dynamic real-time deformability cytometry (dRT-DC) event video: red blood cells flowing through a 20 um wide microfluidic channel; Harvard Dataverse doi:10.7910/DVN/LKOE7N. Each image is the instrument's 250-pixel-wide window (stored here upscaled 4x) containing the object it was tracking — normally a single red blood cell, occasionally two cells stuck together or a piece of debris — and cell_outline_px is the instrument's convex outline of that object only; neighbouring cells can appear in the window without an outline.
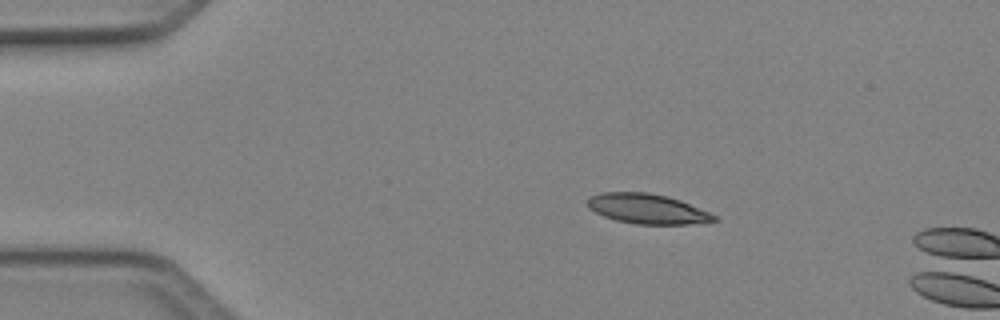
{"species": "Egyptian fruit bat (a non-hibernating species)", "species_latin": "Rousettus aegyptiacus", "temperature_condition": "cold", "stored_images_in_passage": 12, "camera_frame_rate_fps": 3000, "um_per_image_px": 0.085, "animal": {"sex": "female"}, "frame": {"image": 1, "passage_image": 9, "time_ms": 2.667, "image_size_px": [1000, 320], "cell_outline_px": [[720, 220], [688, 224], [636, 224], [616, 220], [604, 216], [588, 208], [584, 200], [588, 196], [600, 192], [648, 192], [668, 196], [680, 200], [708, 212], [716, 216]], "centroid_in_image_um": [54.95, 17.73], "position_along_channel_um": 30.0, "area_um2": 22.2}}